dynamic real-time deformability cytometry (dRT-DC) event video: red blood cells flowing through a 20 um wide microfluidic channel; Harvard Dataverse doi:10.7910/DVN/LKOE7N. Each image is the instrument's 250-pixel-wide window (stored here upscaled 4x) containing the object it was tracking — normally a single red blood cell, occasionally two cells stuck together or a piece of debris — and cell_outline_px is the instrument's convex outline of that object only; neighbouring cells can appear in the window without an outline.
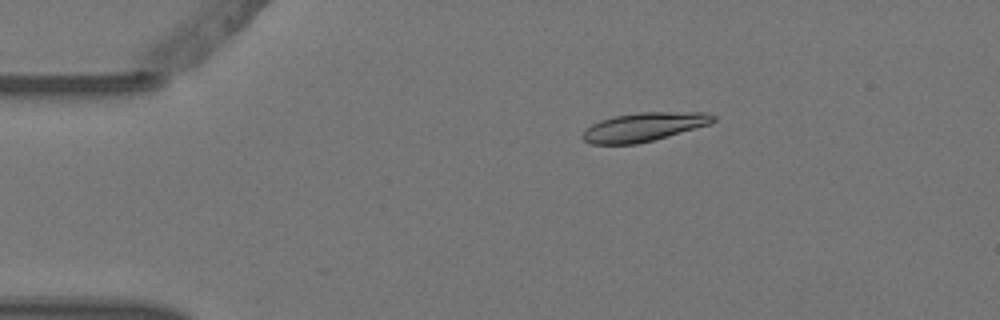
{"species": "Egyptian fruit bat (a non-hibernating species)", "species_latin": "Rousettus aegyptiacus", "temperature_condition": "warm", "stored_images_in_passage": 7, "camera_frame_rate_fps": 3000, "um_per_image_px": 0.085, "animal": {"sex": "female"}, "frame": {"image": 1, "passage_image": 3, "time_ms": 0.667, "image_size_px": [1000, 320], "cell_outline_px": [[716, 120], [708, 124], [652, 140], [636, 144], [592, 144], [584, 140], [580, 136], [592, 124], [600, 120], [616, 116], [636, 112], [708, 112], [716, 116]], "centroid_in_image_um": [54.72, 10.78], "position_along_channel_um": 30.3, "area_um2": 21.56}}
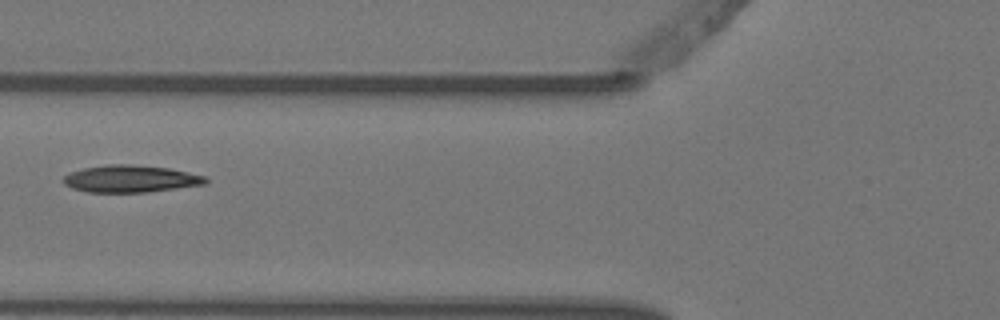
{"frame": {"image": 2, "passage_image": 6, "time_ms": 1.667, "image_size_px": [1000, 320], "cell_outline_px": [[208, 180], [204, 184], [148, 192], [88, 192], [72, 188], [64, 184], [64, 176], [72, 172], [84, 168], [108, 164], [132, 164], [168, 168], [204, 176]], "centroid_in_image_um": [11.08, 15.2], "position_along_channel_um": 114.7, "area_um2": 22.2}}
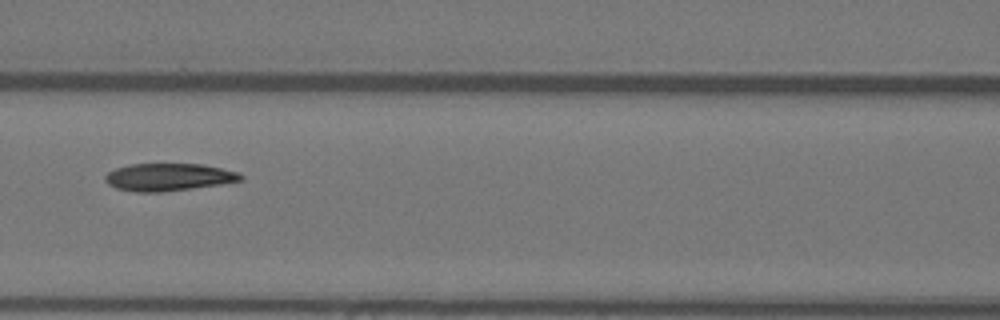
{"frame": {"image": 3, "passage_image": 7, "time_ms": 2.0, "image_size_px": [1000, 320], "cell_outline_px": [[244, 180], [220, 184], [160, 192], [136, 192], [116, 188], [108, 184], [104, 180], [104, 176], [108, 172], [116, 168], [128, 164], [200, 164], [240, 172], [244, 176]], "centroid_in_image_um": [14.32, 15.05], "position_along_channel_um": 152.3, "area_um2": 21.68}}